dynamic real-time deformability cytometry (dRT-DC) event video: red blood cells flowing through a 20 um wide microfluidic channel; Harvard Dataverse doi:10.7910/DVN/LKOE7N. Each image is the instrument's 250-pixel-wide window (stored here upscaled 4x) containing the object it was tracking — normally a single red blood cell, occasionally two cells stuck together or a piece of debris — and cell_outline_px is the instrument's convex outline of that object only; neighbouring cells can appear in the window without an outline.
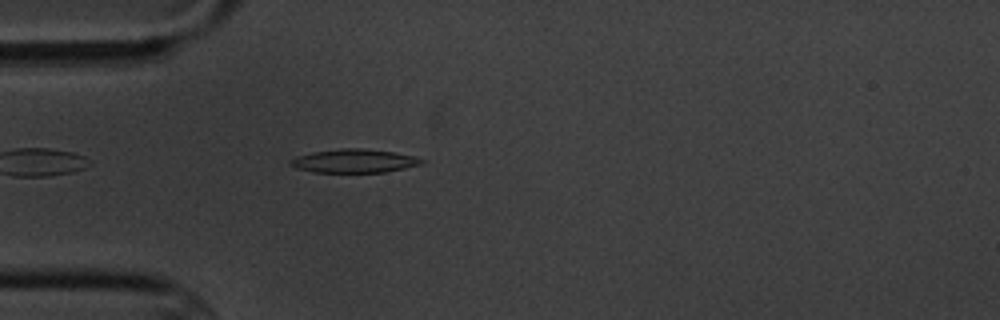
{"species": "common noctule bat (a hibernating species)", "species_latin": "Nyctalus noctula", "temperature_condition": "cold", "stored_images_in_passage": 2, "camera_frame_rate_fps": 3000, "um_per_image_px": 0.085, "animal": {"sex": "male", "body_mass_g": 20.1, "forearm_length_mm": 53.5}, "frame": {"image": 1, "passage_image": 2, "time_ms": 1.333, "image_size_px": [1000, 320], "cell_outline_px": [[424, 164], [384, 172], [312, 172], [296, 168], [288, 164], [288, 160], [296, 156], [312, 152], [340, 148], [364, 148], [392, 152], [412, 156], [424, 160]], "centroid_in_image_um": [30.04, 13.68], "position_along_channel_um": 55.0, "area_um2": 18.03}}